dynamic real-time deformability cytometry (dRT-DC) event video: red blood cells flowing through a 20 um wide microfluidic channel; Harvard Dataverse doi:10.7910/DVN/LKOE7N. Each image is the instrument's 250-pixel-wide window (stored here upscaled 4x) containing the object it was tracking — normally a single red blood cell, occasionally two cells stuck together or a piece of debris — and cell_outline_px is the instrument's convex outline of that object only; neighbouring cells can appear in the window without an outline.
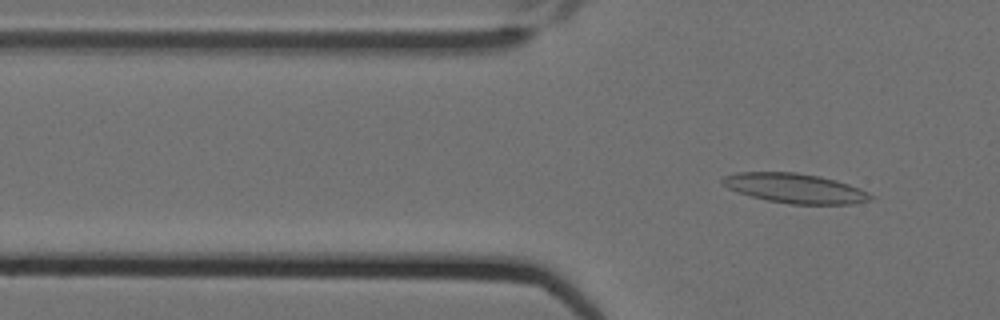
{"species": "Egyptian fruit bat (a non-hibernating species)", "species_latin": "Rousettus aegyptiacus", "temperature_condition": "cold", "stored_images_in_passage": 3, "camera_frame_rate_fps": 3000, "um_per_image_px": 0.085, "animal": {"sex": "female"}, "frame": {"image": 1, "passage_image": 3, "time_ms": 0.667, "image_size_px": [1000, 320], "cell_outline_px": [[872, 200], [848, 204], [788, 204], [768, 200], [736, 192], [728, 188], [720, 180], [724, 176], [736, 172], [796, 172], [820, 176], [836, 180], [860, 188], [868, 192], [872, 196]], "centroid_in_image_um": [67.57, 16.0], "position_along_channel_um": 58.2, "area_um2": 25.55}}